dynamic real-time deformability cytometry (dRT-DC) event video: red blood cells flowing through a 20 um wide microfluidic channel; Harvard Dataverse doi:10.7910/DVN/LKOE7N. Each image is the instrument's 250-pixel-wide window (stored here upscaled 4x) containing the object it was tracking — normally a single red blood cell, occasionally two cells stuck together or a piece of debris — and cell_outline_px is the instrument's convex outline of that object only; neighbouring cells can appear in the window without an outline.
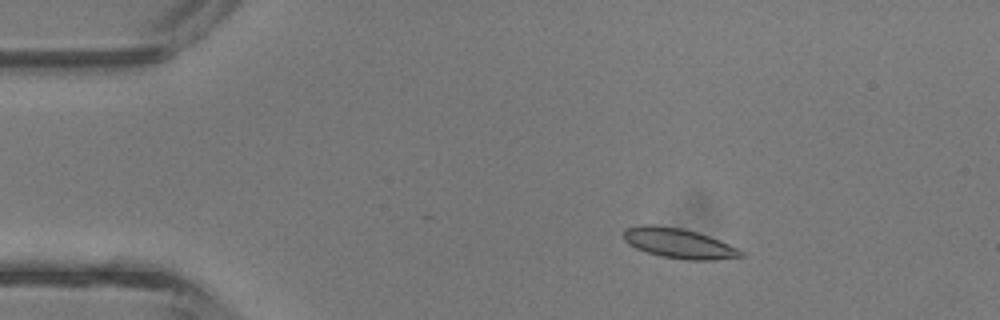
{"species": "common noctule bat (a hibernating species)", "species_latin": "Nyctalus noctula", "temperature_condition": "room temperature", "stored_images_in_passage": 5, "camera_frame_rate_fps": 3000, "um_per_image_px": 0.085, "animal": {"sex": "male", "body_mass_g": 13.3}, "frame": {"image": 1, "passage_image": 3, "time_ms": 0.667, "image_size_px": [1000, 320], "cell_outline_px": [[744, 256], [716, 260], [684, 260], [660, 256], [636, 248], [628, 244], [624, 240], [624, 228], [640, 224], [652, 224], [680, 228], [696, 232], [720, 240], [744, 252]], "centroid_in_image_um": [57.66, 20.68], "position_along_channel_um": 27.3, "area_um2": 20.52}}
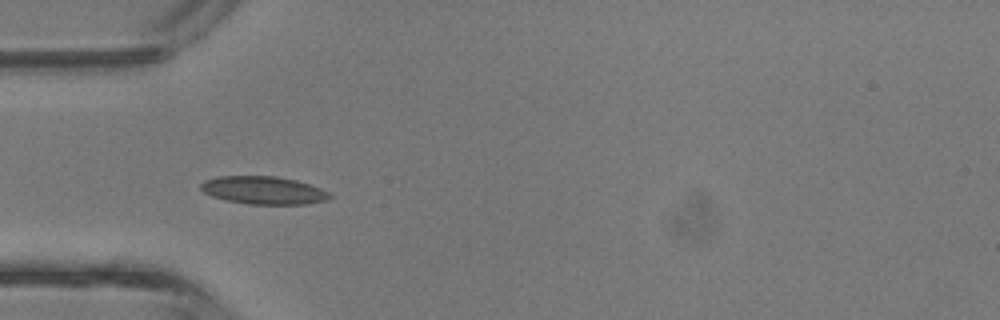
{"frame": {"image": 2, "passage_image": 5, "time_ms": 1.333, "image_size_px": [1000, 320], "cell_outline_px": [[332, 196], [328, 200], [308, 204], [248, 204], [228, 200], [212, 196], [204, 192], [200, 188], [200, 184], [204, 180], [216, 176], [276, 176], [296, 180], [320, 188], [328, 192]], "centroid_in_image_um": [22.39, 16.17], "position_along_channel_um": 62.6, "area_um2": 20.92}}